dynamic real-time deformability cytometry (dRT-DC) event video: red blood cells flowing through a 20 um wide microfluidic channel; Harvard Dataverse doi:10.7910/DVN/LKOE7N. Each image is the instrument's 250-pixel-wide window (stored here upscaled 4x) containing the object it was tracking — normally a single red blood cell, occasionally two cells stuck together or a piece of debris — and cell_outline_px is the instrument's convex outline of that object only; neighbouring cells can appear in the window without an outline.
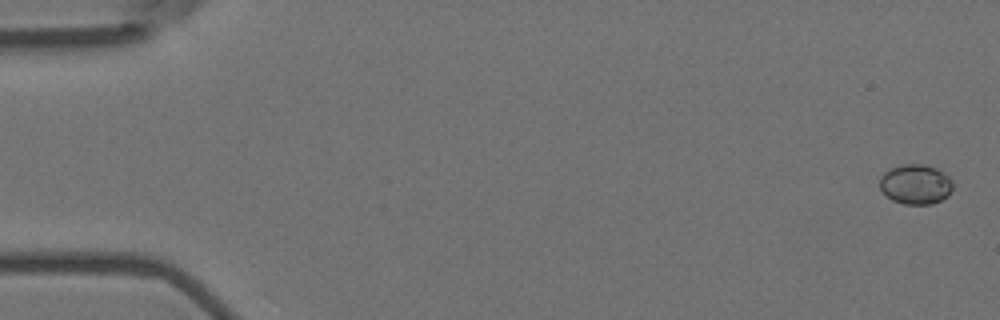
{"species": "Egyptian fruit bat (a non-hibernating species)", "species_latin": "Rousettus aegyptiacus", "temperature_condition": "room temperature", "stored_images_in_passage": 15, "camera_frame_rate_fps": 3000, "um_per_image_px": 0.085, "animal": {"sex": "female"}, "frame": {"image": 1, "passage_image": 1, "time_ms": 0.0, "image_size_px": [1000, 320], "cell_outline_px": [[952, 188], [948, 196], [932, 204], [904, 204], [892, 200], [880, 188], [880, 176], [884, 172], [892, 168], [904, 164], [924, 164], [936, 168], [948, 176], [952, 180]], "centroid_in_image_um": [77.83, 15.66], "position_along_channel_um": 7.2, "area_um2": 16.88}}
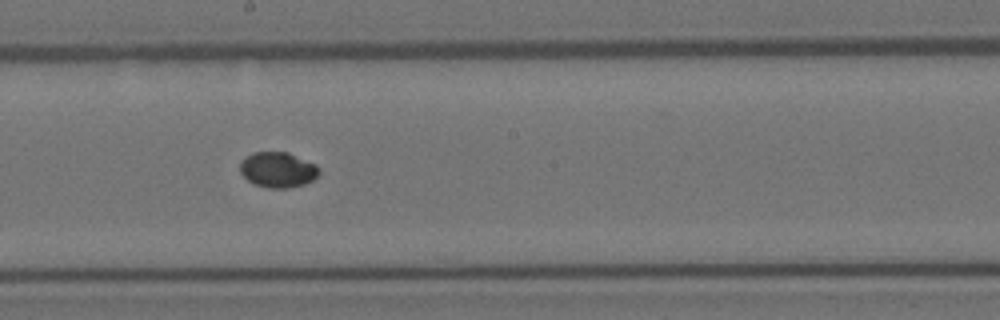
{"frame": {"image": 2, "passage_image": 9, "time_ms": 2.667, "image_size_px": [1000, 320], "cell_outline_px": [[320, 172], [312, 180], [304, 184], [288, 188], [268, 188], [256, 184], [248, 180], [240, 172], [240, 164], [252, 152], [288, 152], [316, 164], [320, 168]], "centroid_in_image_um": [23.64, 14.43], "position_along_channel_um": 224.6, "area_um2": 16.18}}
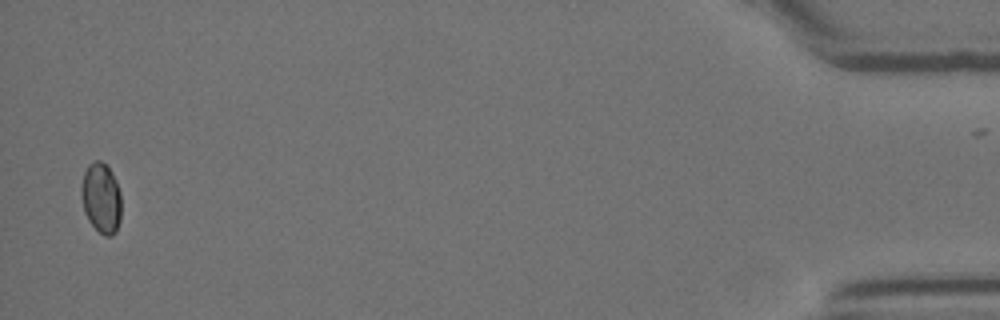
{"frame": {"image": 3, "passage_image": 15, "time_ms": 4.667, "image_size_px": [1000, 320], "cell_outline_px": [[120, 220], [116, 232], [112, 236], [104, 236], [88, 220], [84, 212], [80, 196], [80, 188], [84, 172], [88, 164], [96, 160], [100, 160], [112, 172], [116, 180], [120, 192]], "centroid_in_image_um": [8.58, 16.83], "position_along_channel_um": 426.6, "area_um2": 16.53}}